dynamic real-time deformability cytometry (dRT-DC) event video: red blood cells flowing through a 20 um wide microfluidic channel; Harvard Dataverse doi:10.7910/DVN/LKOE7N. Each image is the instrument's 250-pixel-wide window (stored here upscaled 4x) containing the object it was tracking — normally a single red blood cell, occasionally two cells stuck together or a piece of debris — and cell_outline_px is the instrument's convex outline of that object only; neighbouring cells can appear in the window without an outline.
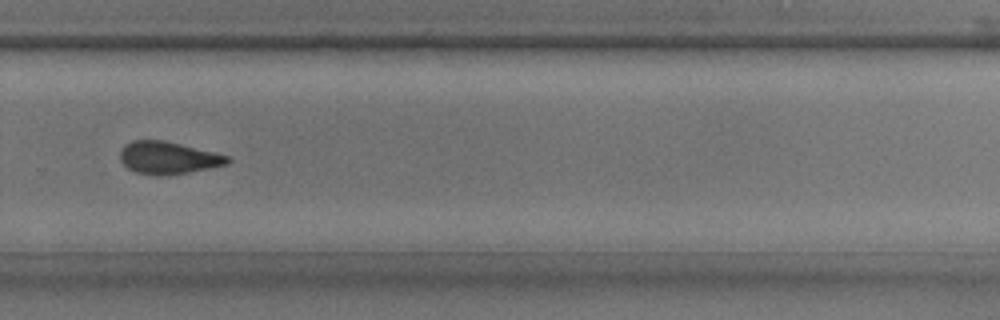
{"species": "common noctule bat (a hibernating species)", "species_latin": "Nyctalus noctula", "temperature_condition": "room temperature", "stored_images_in_passage": 29, "camera_frame_rate_fps": 3000, "um_per_image_px": 0.085, "animal": {"sex": "male", "body_mass_g": 17.9, "forearm_length_mm": 54.2}, "frame": {"image": 1, "passage_image": 17, "time_ms": 5.333, "image_size_px": [1000, 320], "cell_outline_px": [[232, 160], [228, 164], [188, 172], [136, 172], [128, 168], [120, 160], [120, 148], [124, 144], [132, 140], [164, 140], [228, 156]], "centroid_in_image_um": [14.27, 13.35], "position_along_channel_um": 315.5, "area_um2": 19.36}}
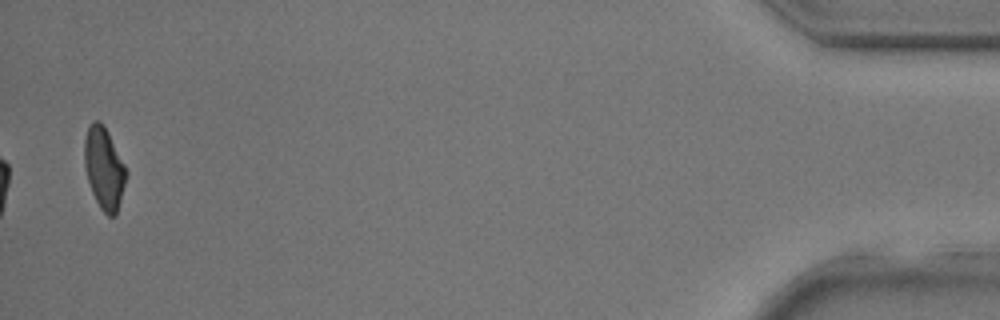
{"frame": {"image": 2, "passage_image": 28, "time_ms": 9.0, "image_size_px": [1000, 320], "cell_outline_px": [[128, 172], [116, 216], [108, 216], [100, 208], [92, 192], [88, 180], [84, 164], [84, 140], [88, 128], [92, 120], [100, 120], [108, 132]], "centroid_in_image_um": [8.84, 14.3], "position_along_channel_um": 426.4, "area_um2": 19.83}}